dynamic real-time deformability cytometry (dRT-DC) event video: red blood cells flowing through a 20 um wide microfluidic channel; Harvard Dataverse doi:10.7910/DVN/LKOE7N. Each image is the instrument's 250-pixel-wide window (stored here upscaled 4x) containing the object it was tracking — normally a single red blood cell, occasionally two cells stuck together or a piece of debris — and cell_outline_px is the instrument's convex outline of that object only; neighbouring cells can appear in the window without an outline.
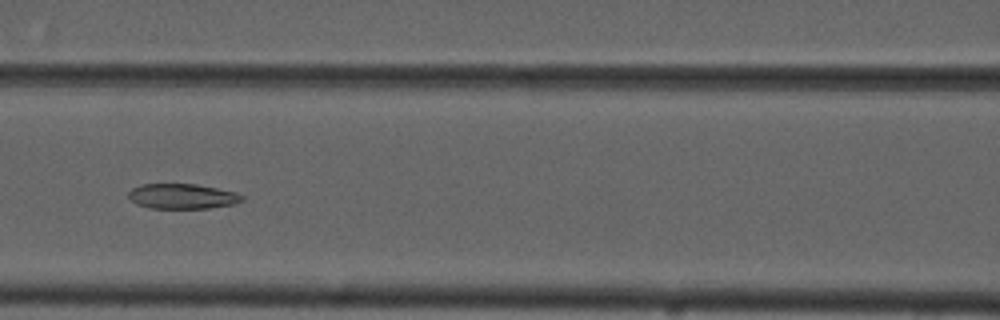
{"species": "common noctule bat (a hibernating species)", "species_latin": "Nyctalus noctula", "temperature_condition": "cold", "stored_images_in_passage": 8, "camera_frame_rate_fps": 3000, "um_per_image_px": 0.085, "animal": {"sex": "male", "forearm_length_mm": 52.5}, "frame": {"image": 1, "passage_image": 6, "time_ms": 7.333, "image_size_px": [1000, 320], "cell_outline_px": [[244, 200], [232, 204], [208, 208], [152, 208], [136, 204], [128, 196], [128, 192], [132, 188], [140, 184], [196, 184], [236, 192], [244, 196]], "centroid_in_image_um": [15.49, 16.68], "position_along_channel_um": 151.1, "area_um2": 16.53}}
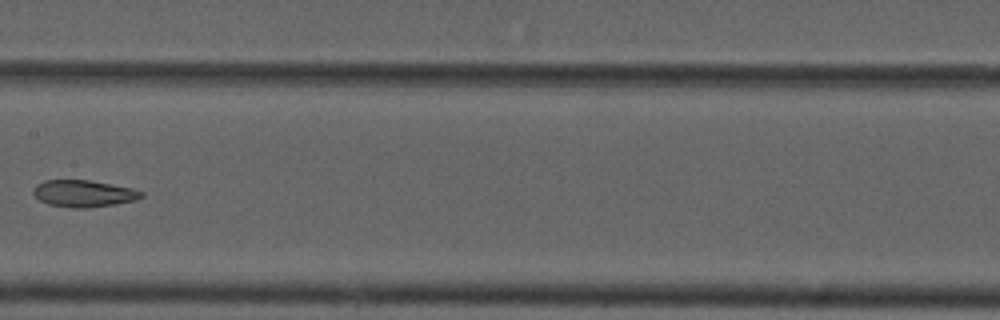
{"frame": {"image": 2, "passage_image": 7, "time_ms": 8.667, "image_size_px": [1000, 320], "cell_outline_px": [[144, 196], [136, 200], [88, 208], [72, 208], [48, 204], [40, 200], [32, 192], [36, 184], [44, 180], [88, 180], [132, 188], [144, 192]], "centroid_in_image_um": [7.1, 16.45], "position_along_channel_um": 200.3, "area_um2": 16.82}}
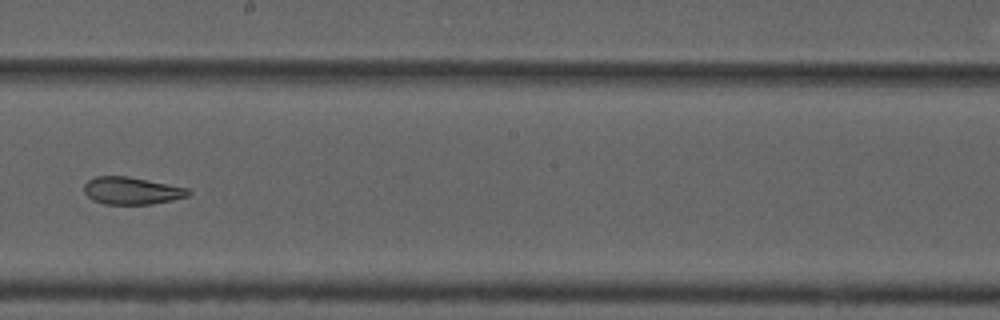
{"frame": {"image": 3, "passage_image": 8, "time_ms": 9.667, "image_size_px": [1000, 320], "cell_outline_px": [[192, 192], [188, 196], [172, 200], [152, 204], [104, 204], [92, 200], [84, 192], [84, 184], [88, 180], [96, 176], [128, 176], [188, 188]], "centroid_in_image_um": [11.19, 16.21], "position_along_channel_um": 237.0, "area_um2": 16.65}}